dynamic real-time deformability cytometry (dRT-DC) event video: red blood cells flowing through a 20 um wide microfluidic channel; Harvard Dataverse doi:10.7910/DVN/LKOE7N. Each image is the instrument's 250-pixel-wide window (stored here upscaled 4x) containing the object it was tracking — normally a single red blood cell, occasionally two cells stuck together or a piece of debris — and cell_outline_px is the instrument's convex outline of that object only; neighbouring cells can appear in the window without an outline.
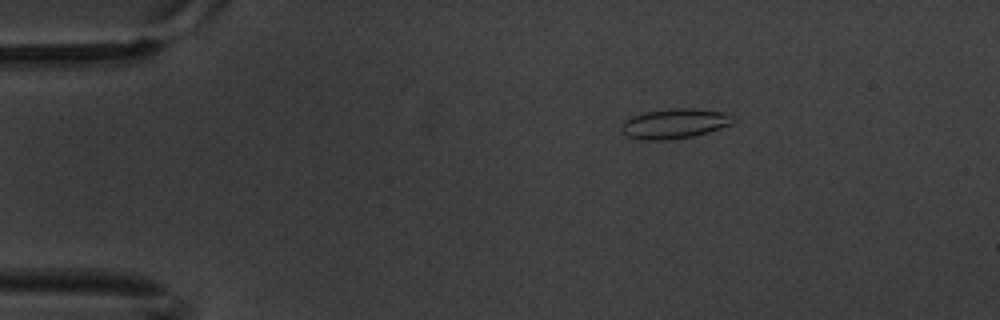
{"species": "common noctule bat (a hibernating species)", "species_latin": "Nyctalus noctula", "temperature_condition": "warm", "stored_images_in_passage": 3, "camera_frame_rate_fps": 3000, "um_per_image_px": 0.085, "animal": {"sex": "male", "body_mass_g": 20.1, "forearm_length_mm": 53.5}, "frame": {"image": 1, "passage_image": 1, "time_ms": 0.0, "image_size_px": [1000, 320], "cell_outline_px": [[736, 120], [732, 124], [708, 132], [692, 136], [664, 140], [644, 140], [628, 136], [620, 128], [624, 120], [632, 116], [648, 112], [672, 108], [692, 108], [724, 112], [736, 116]], "centroid_in_image_um": [57.39, 10.5], "position_along_channel_um": 27.6, "area_um2": 19.36}}